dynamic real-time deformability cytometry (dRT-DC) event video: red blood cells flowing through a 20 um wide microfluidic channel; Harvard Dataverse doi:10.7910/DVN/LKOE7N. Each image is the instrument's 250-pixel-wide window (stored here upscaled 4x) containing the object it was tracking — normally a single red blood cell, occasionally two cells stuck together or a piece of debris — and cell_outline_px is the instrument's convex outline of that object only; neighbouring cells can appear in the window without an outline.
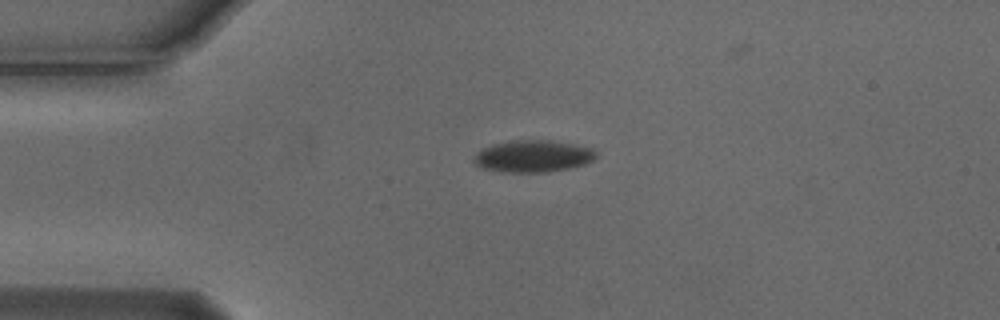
{"species": "Egyptian fruit bat (a non-hibernating species)", "species_latin": "Rousettus aegyptiacus", "temperature_condition": "cold", "stored_images_in_passage": 6, "camera_frame_rate_fps": 3000, "um_per_image_px": 0.085, "animal": {"sex": "male"}, "frame": {"image": 1, "passage_image": 6, "time_ms": 1.667, "image_size_px": [1000, 320], "cell_outline_px": [[596, 156], [592, 160], [584, 164], [568, 168], [548, 172], [500, 172], [480, 168], [472, 160], [476, 152], [492, 144], [508, 140], [548, 140], [572, 144], [592, 148], [596, 152]], "centroid_in_image_um": [45.24, 13.28], "position_along_channel_um": 39.8, "area_um2": 22.83}}